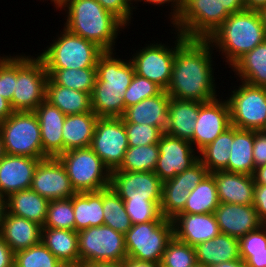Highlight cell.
<instances>
[{
	"mask_svg": "<svg viewBox=\"0 0 266 267\" xmlns=\"http://www.w3.org/2000/svg\"><path fill=\"white\" fill-rule=\"evenodd\" d=\"M173 31L176 52L166 92L171 98L201 103L217 98L212 59L215 49L207 39H186Z\"/></svg>",
	"mask_w": 266,
	"mask_h": 267,
	"instance_id": "cell-1",
	"label": "cell"
},
{
	"mask_svg": "<svg viewBox=\"0 0 266 267\" xmlns=\"http://www.w3.org/2000/svg\"><path fill=\"white\" fill-rule=\"evenodd\" d=\"M115 51H104L96 63V81L91 94L92 111L98 117H122L124 93L135 74L130 59H120Z\"/></svg>",
	"mask_w": 266,
	"mask_h": 267,
	"instance_id": "cell-2",
	"label": "cell"
},
{
	"mask_svg": "<svg viewBox=\"0 0 266 267\" xmlns=\"http://www.w3.org/2000/svg\"><path fill=\"white\" fill-rule=\"evenodd\" d=\"M62 8L67 14L64 28L103 51H116V38L127 27L97 0H69Z\"/></svg>",
	"mask_w": 266,
	"mask_h": 267,
	"instance_id": "cell-3",
	"label": "cell"
},
{
	"mask_svg": "<svg viewBox=\"0 0 266 267\" xmlns=\"http://www.w3.org/2000/svg\"><path fill=\"white\" fill-rule=\"evenodd\" d=\"M207 40L221 58L225 57L230 68L245 53L263 43L266 33L258 11L242 10L230 14Z\"/></svg>",
	"mask_w": 266,
	"mask_h": 267,
	"instance_id": "cell-4",
	"label": "cell"
},
{
	"mask_svg": "<svg viewBox=\"0 0 266 267\" xmlns=\"http://www.w3.org/2000/svg\"><path fill=\"white\" fill-rule=\"evenodd\" d=\"M52 44L38 53L46 69H79L96 67L99 56L104 52L95 43L75 35L63 28Z\"/></svg>",
	"mask_w": 266,
	"mask_h": 267,
	"instance_id": "cell-5",
	"label": "cell"
},
{
	"mask_svg": "<svg viewBox=\"0 0 266 267\" xmlns=\"http://www.w3.org/2000/svg\"><path fill=\"white\" fill-rule=\"evenodd\" d=\"M5 153L31 158H49L43 152L41 131L34 111H14L0 122Z\"/></svg>",
	"mask_w": 266,
	"mask_h": 267,
	"instance_id": "cell-6",
	"label": "cell"
},
{
	"mask_svg": "<svg viewBox=\"0 0 266 267\" xmlns=\"http://www.w3.org/2000/svg\"><path fill=\"white\" fill-rule=\"evenodd\" d=\"M49 78L42 59L16 55V82L11 106L14 111H34L46 99Z\"/></svg>",
	"mask_w": 266,
	"mask_h": 267,
	"instance_id": "cell-7",
	"label": "cell"
},
{
	"mask_svg": "<svg viewBox=\"0 0 266 267\" xmlns=\"http://www.w3.org/2000/svg\"><path fill=\"white\" fill-rule=\"evenodd\" d=\"M57 158L76 193L100 191L110 186L111 171L90 147L69 150Z\"/></svg>",
	"mask_w": 266,
	"mask_h": 267,
	"instance_id": "cell-8",
	"label": "cell"
},
{
	"mask_svg": "<svg viewBox=\"0 0 266 267\" xmlns=\"http://www.w3.org/2000/svg\"><path fill=\"white\" fill-rule=\"evenodd\" d=\"M124 235L128 257L160 264L167 244L174 236L173 222L165 218L134 224Z\"/></svg>",
	"mask_w": 266,
	"mask_h": 267,
	"instance_id": "cell-9",
	"label": "cell"
},
{
	"mask_svg": "<svg viewBox=\"0 0 266 267\" xmlns=\"http://www.w3.org/2000/svg\"><path fill=\"white\" fill-rule=\"evenodd\" d=\"M78 233L80 263H121L127 255L125 235L107 225Z\"/></svg>",
	"mask_w": 266,
	"mask_h": 267,
	"instance_id": "cell-10",
	"label": "cell"
},
{
	"mask_svg": "<svg viewBox=\"0 0 266 267\" xmlns=\"http://www.w3.org/2000/svg\"><path fill=\"white\" fill-rule=\"evenodd\" d=\"M230 14L218 0H183L174 29L186 39H208Z\"/></svg>",
	"mask_w": 266,
	"mask_h": 267,
	"instance_id": "cell-11",
	"label": "cell"
},
{
	"mask_svg": "<svg viewBox=\"0 0 266 267\" xmlns=\"http://www.w3.org/2000/svg\"><path fill=\"white\" fill-rule=\"evenodd\" d=\"M242 83V84H241ZM228 94L231 125L246 130L261 131L266 127V88L240 82Z\"/></svg>",
	"mask_w": 266,
	"mask_h": 267,
	"instance_id": "cell-12",
	"label": "cell"
},
{
	"mask_svg": "<svg viewBox=\"0 0 266 267\" xmlns=\"http://www.w3.org/2000/svg\"><path fill=\"white\" fill-rule=\"evenodd\" d=\"M128 140L121 117H99L96 121L90 148L112 172L123 162Z\"/></svg>",
	"mask_w": 266,
	"mask_h": 267,
	"instance_id": "cell-13",
	"label": "cell"
},
{
	"mask_svg": "<svg viewBox=\"0 0 266 267\" xmlns=\"http://www.w3.org/2000/svg\"><path fill=\"white\" fill-rule=\"evenodd\" d=\"M154 43L141 47L142 49L132 54L130 61L135 74L145 77L166 91L171 80L176 40L173 42L174 46L171 45V47L158 41Z\"/></svg>",
	"mask_w": 266,
	"mask_h": 267,
	"instance_id": "cell-14",
	"label": "cell"
},
{
	"mask_svg": "<svg viewBox=\"0 0 266 267\" xmlns=\"http://www.w3.org/2000/svg\"><path fill=\"white\" fill-rule=\"evenodd\" d=\"M159 157L154 173L162 182L174 178L194 165L198 152L190 141L163 133L158 142Z\"/></svg>",
	"mask_w": 266,
	"mask_h": 267,
	"instance_id": "cell-15",
	"label": "cell"
},
{
	"mask_svg": "<svg viewBox=\"0 0 266 267\" xmlns=\"http://www.w3.org/2000/svg\"><path fill=\"white\" fill-rule=\"evenodd\" d=\"M162 181L154 172L113 170L110 187L123 201L162 200Z\"/></svg>",
	"mask_w": 266,
	"mask_h": 267,
	"instance_id": "cell-16",
	"label": "cell"
},
{
	"mask_svg": "<svg viewBox=\"0 0 266 267\" xmlns=\"http://www.w3.org/2000/svg\"><path fill=\"white\" fill-rule=\"evenodd\" d=\"M221 98L204 103L199 102V115L195 120L193 135V147L197 149V152L231 126L228 102L222 96Z\"/></svg>",
	"mask_w": 266,
	"mask_h": 267,
	"instance_id": "cell-17",
	"label": "cell"
},
{
	"mask_svg": "<svg viewBox=\"0 0 266 267\" xmlns=\"http://www.w3.org/2000/svg\"><path fill=\"white\" fill-rule=\"evenodd\" d=\"M31 189L49 201L71 198L76 194L64 165L57 157H49L38 163Z\"/></svg>",
	"mask_w": 266,
	"mask_h": 267,
	"instance_id": "cell-18",
	"label": "cell"
},
{
	"mask_svg": "<svg viewBox=\"0 0 266 267\" xmlns=\"http://www.w3.org/2000/svg\"><path fill=\"white\" fill-rule=\"evenodd\" d=\"M46 158L5 154L0 160V194H11L30 189L38 163Z\"/></svg>",
	"mask_w": 266,
	"mask_h": 267,
	"instance_id": "cell-19",
	"label": "cell"
},
{
	"mask_svg": "<svg viewBox=\"0 0 266 267\" xmlns=\"http://www.w3.org/2000/svg\"><path fill=\"white\" fill-rule=\"evenodd\" d=\"M214 214L220 232L238 239L263 225L253 204L220 203Z\"/></svg>",
	"mask_w": 266,
	"mask_h": 267,
	"instance_id": "cell-20",
	"label": "cell"
},
{
	"mask_svg": "<svg viewBox=\"0 0 266 267\" xmlns=\"http://www.w3.org/2000/svg\"><path fill=\"white\" fill-rule=\"evenodd\" d=\"M172 222L174 236L193 247L221 233L214 213H179Z\"/></svg>",
	"mask_w": 266,
	"mask_h": 267,
	"instance_id": "cell-21",
	"label": "cell"
},
{
	"mask_svg": "<svg viewBox=\"0 0 266 267\" xmlns=\"http://www.w3.org/2000/svg\"><path fill=\"white\" fill-rule=\"evenodd\" d=\"M170 100L168 93L162 90L158 95L145 98L136 105L126 108L121 118L124 123L152 125L165 133L169 126Z\"/></svg>",
	"mask_w": 266,
	"mask_h": 267,
	"instance_id": "cell-22",
	"label": "cell"
},
{
	"mask_svg": "<svg viewBox=\"0 0 266 267\" xmlns=\"http://www.w3.org/2000/svg\"><path fill=\"white\" fill-rule=\"evenodd\" d=\"M41 131L43 152L48 157L63 153L62 130L66 115L46 99L34 110Z\"/></svg>",
	"mask_w": 266,
	"mask_h": 267,
	"instance_id": "cell-23",
	"label": "cell"
},
{
	"mask_svg": "<svg viewBox=\"0 0 266 267\" xmlns=\"http://www.w3.org/2000/svg\"><path fill=\"white\" fill-rule=\"evenodd\" d=\"M211 174L214 176L220 203L253 204L255 181L252 175L227 171Z\"/></svg>",
	"mask_w": 266,
	"mask_h": 267,
	"instance_id": "cell-24",
	"label": "cell"
},
{
	"mask_svg": "<svg viewBox=\"0 0 266 267\" xmlns=\"http://www.w3.org/2000/svg\"><path fill=\"white\" fill-rule=\"evenodd\" d=\"M0 236L16 253L41 242L42 226L7 211L0 229Z\"/></svg>",
	"mask_w": 266,
	"mask_h": 267,
	"instance_id": "cell-25",
	"label": "cell"
},
{
	"mask_svg": "<svg viewBox=\"0 0 266 267\" xmlns=\"http://www.w3.org/2000/svg\"><path fill=\"white\" fill-rule=\"evenodd\" d=\"M168 113L169 126L165 133L190 141L193 145L195 120L199 115V102L171 98Z\"/></svg>",
	"mask_w": 266,
	"mask_h": 267,
	"instance_id": "cell-26",
	"label": "cell"
},
{
	"mask_svg": "<svg viewBox=\"0 0 266 267\" xmlns=\"http://www.w3.org/2000/svg\"><path fill=\"white\" fill-rule=\"evenodd\" d=\"M194 248L197 263L208 267L240 258L239 239L223 233Z\"/></svg>",
	"mask_w": 266,
	"mask_h": 267,
	"instance_id": "cell-27",
	"label": "cell"
},
{
	"mask_svg": "<svg viewBox=\"0 0 266 267\" xmlns=\"http://www.w3.org/2000/svg\"><path fill=\"white\" fill-rule=\"evenodd\" d=\"M98 118L93 111L66 115L62 130L63 152L90 147Z\"/></svg>",
	"mask_w": 266,
	"mask_h": 267,
	"instance_id": "cell-28",
	"label": "cell"
},
{
	"mask_svg": "<svg viewBox=\"0 0 266 267\" xmlns=\"http://www.w3.org/2000/svg\"><path fill=\"white\" fill-rule=\"evenodd\" d=\"M46 100L65 115L92 112L90 93L57 85L50 77L46 83Z\"/></svg>",
	"mask_w": 266,
	"mask_h": 267,
	"instance_id": "cell-29",
	"label": "cell"
},
{
	"mask_svg": "<svg viewBox=\"0 0 266 267\" xmlns=\"http://www.w3.org/2000/svg\"><path fill=\"white\" fill-rule=\"evenodd\" d=\"M49 200L34 190L26 189L15 192L7 197V211L23 217L43 227L46 220Z\"/></svg>",
	"mask_w": 266,
	"mask_h": 267,
	"instance_id": "cell-30",
	"label": "cell"
},
{
	"mask_svg": "<svg viewBox=\"0 0 266 267\" xmlns=\"http://www.w3.org/2000/svg\"><path fill=\"white\" fill-rule=\"evenodd\" d=\"M254 130L239 129L233 126L228 166L224 171L252 175L255 172L253 158Z\"/></svg>",
	"mask_w": 266,
	"mask_h": 267,
	"instance_id": "cell-31",
	"label": "cell"
},
{
	"mask_svg": "<svg viewBox=\"0 0 266 267\" xmlns=\"http://www.w3.org/2000/svg\"><path fill=\"white\" fill-rule=\"evenodd\" d=\"M230 68L241 82L266 88V40L245 53Z\"/></svg>",
	"mask_w": 266,
	"mask_h": 267,
	"instance_id": "cell-32",
	"label": "cell"
},
{
	"mask_svg": "<svg viewBox=\"0 0 266 267\" xmlns=\"http://www.w3.org/2000/svg\"><path fill=\"white\" fill-rule=\"evenodd\" d=\"M75 231L103 225L102 190L76 193L72 196Z\"/></svg>",
	"mask_w": 266,
	"mask_h": 267,
	"instance_id": "cell-33",
	"label": "cell"
},
{
	"mask_svg": "<svg viewBox=\"0 0 266 267\" xmlns=\"http://www.w3.org/2000/svg\"><path fill=\"white\" fill-rule=\"evenodd\" d=\"M41 241L60 262H80L76 231L42 227Z\"/></svg>",
	"mask_w": 266,
	"mask_h": 267,
	"instance_id": "cell-34",
	"label": "cell"
},
{
	"mask_svg": "<svg viewBox=\"0 0 266 267\" xmlns=\"http://www.w3.org/2000/svg\"><path fill=\"white\" fill-rule=\"evenodd\" d=\"M231 143H233L232 125L198 152L199 161L209 173L224 171L227 168Z\"/></svg>",
	"mask_w": 266,
	"mask_h": 267,
	"instance_id": "cell-35",
	"label": "cell"
},
{
	"mask_svg": "<svg viewBox=\"0 0 266 267\" xmlns=\"http://www.w3.org/2000/svg\"><path fill=\"white\" fill-rule=\"evenodd\" d=\"M219 204L214 176L209 173L197 187L190 192L184 210L181 213H214Z\"/></svg>",
	"mask_w": 266,
	"mask_h": 267,
	"instance_id": "cell-36",
	"label": "cell"
},
{
	"mask_svg": "<svg viewBox=\"0 0 266 267\" xmlns=\"http://www.w3.org/2000/svg\"><path fill=\"white\" fill-rule=\"evenodd\" d=\"M102 205L104 225L123 234L132 227L130 217L126 212L124 201L110 186L102 189Z\"/></svg>",
	"mask_w": 266,
	"mask_h": 267,
	"instance_id": "cell-37",
	"label": "cell"
},
{
	"mask_svg": "<svg viewBox=\"0 0 266 267\" xmlns=\"http://www.w3.org/2000/svg\"><path fill=\"white\" fill-rule=\"evenodd\" d=\"M49 77L60 86L92 94L96 67L79 69H46Z\"/></svg>",
	"mask_w": 266,
	"mask_h": 267,
	"instance_id": "cell-38",
	"label": "cell"
},
{
	"mask_svg": "<svg viewBox=\"0 0 266 267\" xmlns=\"http://www.w3.org/2000/svg\"><path fill=\"white\" fill-rule=\"evenodd\" d=\"M159 157L158 143L144 146H129L120 167L128 172H154Z\"/></svg>",
	"mask_w": 266,
	"mask_h": 267,
	"instance_id": "cell-39",
	"label": "cell"
},
{
	"mask_svg": "<svg viewBox=\"0 0 266 267\" xmlns=\"http://www.w3.org/2000/svg\"><path fill=\"white\" fill-rule=\"evenodd\" d=\"M190 192L182 185H177V181L163 182L162 200L160 204L162 216L166 219H174L184 210Z\"/></svg>",
	"mask_w": 266,
	"mask_h": 267,
	"instance_id": "cell-40",
	"label": "cell"
},
{
	"mask_svg": "<svg viewBox=\"0 0 266 267\" xmlns=\"http://www.w3.org/2000/svg\"><path fill=\"white\" fill-rule=\"evenodd\" d=\"M43 227L75 231L72 197L49 201Z\"/></svg>",
	"mask_w": 266,
	"mask_h": 267,
	"instance_id": "cell-41",
	"label": "cell"
},
{
	"mask_svg": "<svg viewBox=\"0 0 266 267\" xmlns=\"http://www.w3.org/2000/svg\"><path fill=\"white\" fill-rule=\"evenodd\" d=\"M196 263L195 248L173 236L163 253L160 267H193Z\"/></svg>",
	"mask_w": 266,
	"mask_h": 267,
	"instance_id": "cell-42",
	"label": "cell"
},
{
	"mask_svg": "<svg viewBox=\"0 0 266 267\" xmlns=\"http://www.w3.org/2000/svg\"><path fill=\"white\" fill-rule=\"evenodd\" d=\"M60 261L42 243L15 253L14 267H57Z\"/></svg>",
	"mask_w": 266,
	"mask_h": 267,
	"instance_id": "cell-43",
	"label": "cell"
},
{
	"mask_svg": "<svg viewBox=\"0 0 266 267\" xmlns=\"http://www.w3.org/2000/svg\"><path fill=\"white\" fill-rule=\"evenodd\" d=\"M132 225L149 221H163L161 200L124 201Z\"/></svg>",
	"mask_w": 266,
	"mask_h": 267,
	"instance_id": "cell-44",
	"label": "cell"
},
{
	"mask_svg": "<svg viewBox=\"0 0 266 267\" xmlns=\"http://www.w3.org/2000/svg\"><path fill=\"white\" fill-rule=\"evenodd\" d=\"M162 89L145 77L134 74L132 81L124 93L125 109L136 105L145 98L158 95Z\"/></svg>",
	"mask_w": 266,
	"mask_h": 267,
	"instance_id": "cell-45",
	"label": "cell"
},
{
	"mask_svg": "<svg viewBox=\"0 0 266 267\" xmlns=\"http://www.w3.org/2000/svg\"><path fill=\"white\" fill-rule=\"evenodd\" d=\"M128 146H144L156 144L164 133L159 128L147 124L124 123Z\"/></svg>",
	"mask_w": 266,
	"mask_h": 267,
	"instance_id": "cell-46",
	"label": "cell"
},
{
	"mask_svg": "<svg viewBox=\"0 0 266 267\" xmlns=\"http://www.w3.org/2000/svg\"><path fill=\"white\" fill-rule=\"evenodd\" d=\"M16 82V56H0V95L12 101Z\"/></svg>",
	"mask_w": 266,
	"mask_h": 267,
	"instance_id": "cell-47",
	"label": "cell"
},
{
	"mask_svg": "<svg viewBox=\"0 0 266 267\" xmlns=\"http://www.w3.org/2000/svg\"><path fill=\"white\" fill-rule=\"evenodd\" d=\"M240 258L247 260L251 253L266 252V225L239 239Z\"/></svg>",
	"mask_w": 266,
	"mask_h": 267,
	"instance_id": "cell-48",
	"label": "cell"
},
{
	"mask_svg": "<svg viewBox=\"0 0 266 267\" xmlns=\"http://www.w3.org/2000/svg\"><path fill=\"white\" fill-rule=\"evenodd\" d=\"M208 174L207 168L198 160L189 169L167 181H177V185H182L186 190L192 191Z\"/></svg>",
	"mask_w": 266,
	"mask_h": 267,
	"instance_id": "cell-49",
	"label": "cell"
},
{
	"mask_svg": "<svg viewBox=\"0 0 266 267\" xmlns=\"http://www.w3.org/2000/svg\"><path fill=\"white\" fill-rule=\"evenodd\" d=\"M101 6L118 17L127 27L130 26L133 10L124 0H97Z\"/></svg>",
	"mask_w": 266,
	"mask_h": 267,
	"instance_id": "cell-50",
	"label": "cell"
},
{
	"mask_svg": "<svg viewBox=\"0 0 266 267\" xmlns=\"http://www.w3.org/2000/svg\"><path fill=\"white\" fill-rule=\"evenodd\" d=\"M253 158L255 168L266 164V132L254 131Z\"/></svg>",
	"mask_w": 266,
	"mask_h": 267,
	"instance_id": "cell-51",
	"label": "cell"
},
{
	"mask_svg": "<svg viewBox=\"0 0 266 267\" xmlns=\"http://www.w3.org/2000/svg\"><path fill=\"white\" fill-rule=\"evenodd\" d=\"M253 206L260 222L266 225V185L255 184Z\"/></svg>",
	"mask_w": 266,
	"mask_h": 267,
	"instance_id": "cell-52",
	"label": "cell"
},
{
	"mask_svg": "<svg viewBox=\"0 0 266 267\" xmlns=\"http://www.w3.org/2000/svg\"><path fill=\"white\" fill-rule=\"evenodd\" d=\"M145 2L146 3H149V4H153L154 5H163L164 4H168L166 6H169V4L171 3V12L169 14V18L170 19V23L173 24L177 18L180 16L181 14V11H182V8H183V0H137V2Z\"/></svg>",
	"mask_w": 266,
	"mask_h": 267,
	"instance_id": "cell-53",
	"label": "cell"
},
{
	"mask_svg": "<svg viewBox=\"0 0 266 267\" xmlns=\"http://www.w3.org/2000/svg\"><path fill=\"white\" fill-rule=\"evenodd\" d=\"M15 253L0 236V267H14Z\"/></svg>",
	"mask_w": 266,
	"mask_h": 267,
	"instance_id": "cell-54",
	"label": "cell"
},
{
	"mask_svg": "<svg viewBox=\"0 0 266 267\" xmlns=\"http://www.w3.org/2000/svg\"><path fill=\"white\" fill-rule=\"evenodd\" d=\"M221 7H224L229 14L245 10L243 0H218Z\"/></svg>",
	"mask_w": 266,
	"mask_h": 267,
	"instance_id": "cell-55",
	"label": "cell"
},
{
	"mask_svg": "<svg viewBox=\"0 0 266 267\" xmlns=\"http://www.w3.org/2000/svg\"><path fill=\"white\" fill-rule=\"evenodd\" d=\"M246 262L248 267H266V252L251 253Z\"/></svg>",
	"mask_w": 266,
	"mask_h": 267,
	"instance_id": "cell-56",
	"label": "cell"
},
{
	"mask_svg": "<svg viewBox=\"0 0 266 267\" xmlns=\"http://www.w3.org/2000/svg\"><path fill=\"white\" fill-rule=\"evenodd\" d=\"M121 263L122 267H160V264L148 261H140L131 257H126Z\"/></svg>",
	"mask_w": 266,
	"mask_h": 267,
	"instance_id": "cell-57",
	"label": "cell"
},
{
	"mask_svg": "<svg viewBox=\"0 0 266 267\" xmlns=\"http://www.w3.org/2000/svg\"><path fill=\"white\" fill-rule=\"evenodd\" d=\"M13 112L11 103L0 95V122L8 118Z\"/></svg>",
	"mask_w": 266,
	"mask_h": 267,
	"instance_id": "cell-58",
	"label": "cell"
},
{
	"mask_svg": "<svg viewBox=\"0 0 266 267\" xmlns=\"http://www.w3.org/2000/svg\"><path fill=\"white\" fill-rule=\"evenodd\" d=\"M245 10L259 11L266 7V0H243Z\"/></svg>",
	"mask_w": 266,
	"mask_h": 267,
	"instance_id": "cell-59",
	"label": "cell"
},
{
	"mask_svg": "<svg viewBox=\"0 0 266 267\" xmlns=\"http://www.w3.org/2000/svg\"><path fill=\"white\" fill-rule=\"evenodd\" d=\"M255 184L266 185V164L259 166L255 169L253 174Z\"/></svg>",
	"mask_w": 266,
	"mask_h": 267,
	"instance_id": "cell-60",
	"label": "cell"
},
{
	"mask_svg": "<svg viewBox=\"0 0 266 267\" xmlns=\"http://www.w3.org/2000/svg\"><path fill=\"white\" fill-rule=\"evenodd\" d=\"M209 267H248L247 262L242 258L233 261H227L219 264H213Z\"/></svg>",
	"mask_w": 266,
	"mask_h": 267,
	"instance_id": "cell-61",
	"label": "cell"
},
{
	"mask_svg": "<svg viewBox=\"0 0 266 267\" xmlns=\"http://www.w3.org/2000/svg\"><path fill=\"white\" fill-rule=\"evenodd\" d=\"M6 212H7V198L3 194H0V229L4 221Z\"/></svg>",
	"mask_w": 266,
	"mask_h": 267,
	"instance_id": "cell-62",
	"label": "cell"
},
{
	"mask_svg": "<svg viewBox=\"0 0 266 267\" xmlns=\"http://www.w3.org/2000/svg\"><path fill=\"white\" fill-rule=\"evenodd\" d=\"M82 267H122V263H83Z\"/></svg>",
	"mask_w": 266,
	"mask_h": 267,
	"instance_id": "cell-63",
	"label": "cell"
},
{
	"mask_svg": "<svg viewBox=\"0 0 266 267\" xmlns=\"http://www.w3.org/2000/svg\"><path fill=\"white\" fill-rule=\"evenodd\" d=\"M57 267H82L80 262H60Z\"/></svg>",
	"mask_w": 266,
	"mask_h": 267,
	"instance_id": "cell-64",
	"label": "cell"
},
{
	"mask_svg": "<svg viewBox=\"0 0 266 267\" xmlns=\"http://www.w3.org/2000/svg\"><path fill=\"white\" fill-rule=\"evenodd\" d=\"M69 0H50V2L54 3V7L57 9H59V11H63L62 7L68 2Z\"/></svg>",
	"mask_w": 266,
	"mask_h": 267,
	"instance_id": "cell-65",
	"label": "cell"
},
{
	"mask_svg": "<svg viewBox=\"0 0 266 267\" xmlns=\"http://www.w3.org/2000/svg\"><path fill=\"white\" fill-rule=\"evenodd\" d=\"M260 18H261V22L263 23L264 29H265V33H266V7L261 8L258 11Z\"/></svg>",
	"mask_w": 266,
	"mask_h": 267,
	"instance_id": "cell-66",
	"label": "cell"
},
{
	"mask_svg": "<svg viewBox=\"0 0 266 267\" xmlns=\"http://www.w3.org/2000/svg\"><path fill=\"white\" fill-rule=\"evenodd\" d=\"M5 149H4V145H3V138L0 132V160L3 158V156L5 155Z\"/></svg>",
	"mask_w": 266,
	"mask_h": 267,
	"instance_id": "cell-67",
	"label": "cell"
},
{
	"mask_svg": "<svg viewBox=\"0 0 266 267\" xmlns=\"http://www.w3.org/2000/svg\"><path fill=\"white\" fill-rule=\"evenodd\" d=\"M130 7H132V10L138 9L137 6H133V2L135 4L137 3V0H124ZM132 2V3H131Z\"/></svg>",
	"mask_w": 266,
	"mask_h": 267,
	"instance_id": "cell-68",
	"label": "cell"
},
{
	"mask_svg": "<svg viewBox=\"0 0 266 267\" xmlns=\"http://www.w3.org/2000/svg\"><path fill=\"white\" fill-rule=\"evenodd\" d=\"M193 267H208V266L203 265V264L196 263Z\"/></svg>",
	"mask_w": 266,
	"mask_h": 267,
	"instance_id": "cell-69",
	"label": "cell"
}]
</instances>
